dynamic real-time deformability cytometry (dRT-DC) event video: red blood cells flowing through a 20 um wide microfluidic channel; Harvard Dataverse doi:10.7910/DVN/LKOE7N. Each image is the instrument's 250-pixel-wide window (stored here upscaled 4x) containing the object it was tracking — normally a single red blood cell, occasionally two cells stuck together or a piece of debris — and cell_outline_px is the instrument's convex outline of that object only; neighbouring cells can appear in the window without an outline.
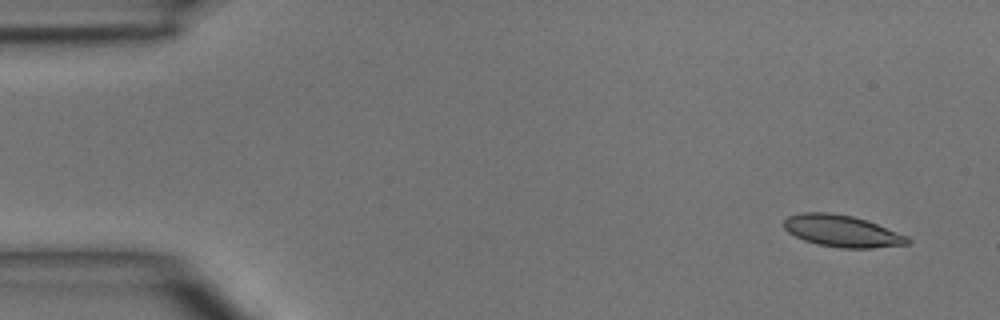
{"species": "common noctule bat (a hibernating species)", "species_latin": "Nyctalus noctula", "temperature_condition": "room temperature", "stored_images_in_passage": 4, "camera_frame_rate_fps": 3000, "um_per_image_px": 0.085, "animal": {"sex": "male", "body_mass_g": 15.6}, "frame": {"image": 1, "passage_image": 1, "time_ms": 0.0, "image_size_px": [1000, 320], "cell_outline_px": [[912, 240], [908, 244], [872, 248], [840, 248], [820, 244], [804, 240], [788, 232], [784, 228], [784, 220], [788, 216], [804, 212], [832, 212], [852, 216], [868, 220], [908, 236]], "centroid_in_image_um": [71.6, 19.63], "position_along_channel_um": 13.4, "area_um2": 22.95}}